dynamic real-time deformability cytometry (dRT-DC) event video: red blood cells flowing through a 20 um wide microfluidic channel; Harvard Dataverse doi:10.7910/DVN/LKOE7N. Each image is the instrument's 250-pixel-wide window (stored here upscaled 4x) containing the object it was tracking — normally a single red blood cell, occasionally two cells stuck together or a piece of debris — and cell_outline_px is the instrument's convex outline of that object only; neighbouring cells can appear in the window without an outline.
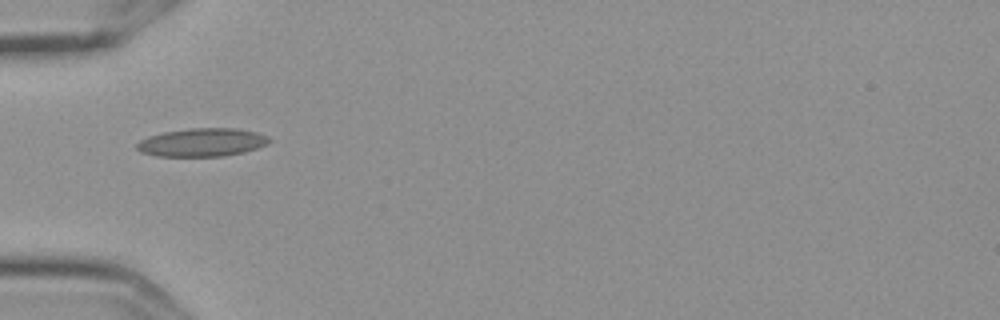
{"species": "Egyptian fruit bat (a non-hibernating species)", "species_latin": "Rousettus aegyptiacus", "temperature_condition": "cold", "stored_images_in_passage": 4, "camera_frame_rate_fps": 3000, "um_per_image_px": 0.085, "frame": {"image": 1, "passage_image": 1, "time_ms": 0.0, "image_size_px": [1000, 320], "cell_outline_px": [[272, 140], [268, 144], [244, 152], [224, 156], [156, 156], [140, 152], [136, 148], [136, 144], [140, 140], [148, 136], [164, 132], [188, 128], [236, 128], [256, 132], [268, 136]], "centroid_in_image_um": [17.18, 12.1], "position_along_channel_um": 67.8, "area_um2": 21.91}}
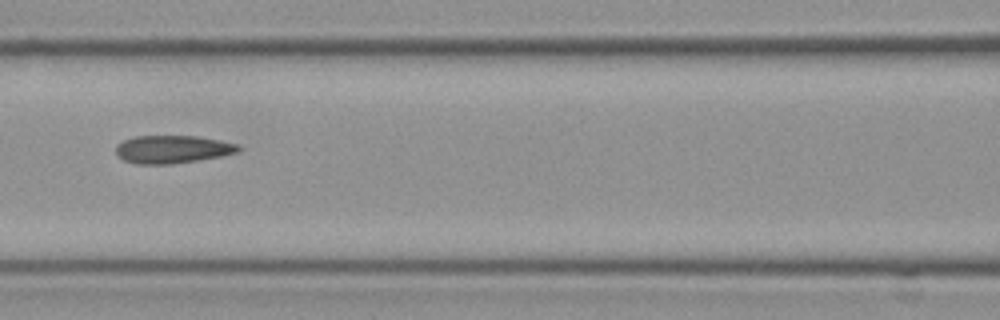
{"frame": {"image": 2, "passage_image": 3, "time_ms": 0.667, "image_size_px": [1000, 320], "cell_outline_px": [[244, 148], [236, 152], [220, 156], [196, 160], [168, 164], [136, 164], [124, 160], [116, 156], [116, 144], [124, 140], [136, 136], [200, 136], [240, 144]], "centroid_in_image_um": [14.66, 12.68], "position_along_channel_um": 151.9, "area_um2": 20.0}}
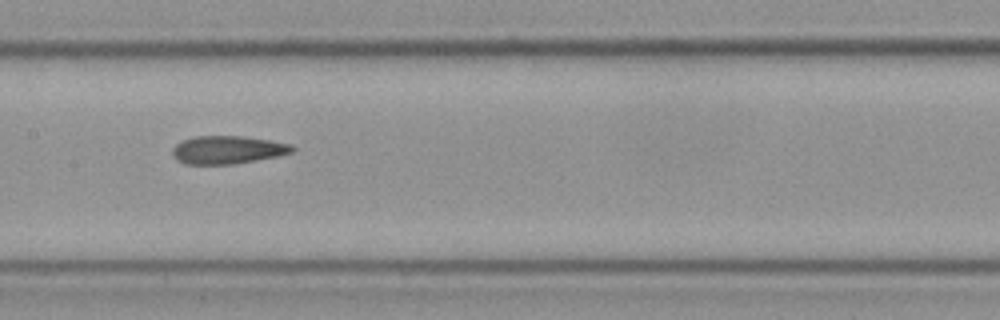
{"frame": {"image": 3, "passage_image": 4, "time_ms": 1.0, "image_size_px": [1000, 320], "cell_outline_px": [[296, 148], [292, 152], [276, 156], [232, 164], [184, 164], [176, 160], [172, 152], [172, 148], [180, 140], [192, 136], [240, 136], [272, 140], [292, 144]], "centroid_in_image_um": [19.31, 12.72], "position_along_channel_um": 188.1, "area_um2": 19.65}}